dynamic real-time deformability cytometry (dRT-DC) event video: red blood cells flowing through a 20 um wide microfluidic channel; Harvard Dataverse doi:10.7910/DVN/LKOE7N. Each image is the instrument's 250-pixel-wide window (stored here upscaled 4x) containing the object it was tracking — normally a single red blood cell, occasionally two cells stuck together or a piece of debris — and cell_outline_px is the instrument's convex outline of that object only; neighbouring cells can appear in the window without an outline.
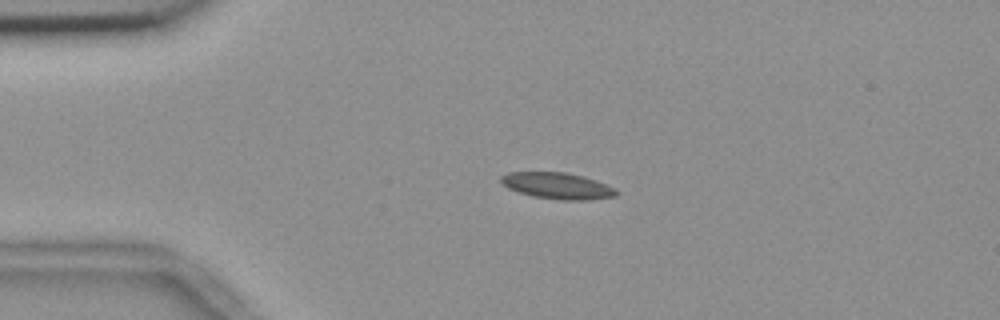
{"species": "common noctule bat (a hibernating species)", "species_latin": "Nyctalus noctula", "temperature_condition": "room temperature", "stored_images_in_passage": 44, "camera_frame_rate_fps": 3000, "um_per_image_px": 0.085, "animal": {"sex": "female", "body_mass_g": 18.4}, "frame": {"image": 1, "passage_image": 1, "time_ms": 0.0, "image_size_px": [1000, 320], "cell_outline_px": [[620, 192], [616, 196], [588, 200], [560, 200], [532, 196], [508, 188], [500, 184], [500, 176], [508, 172], [568, 172], [584, 176], [596, 180], [616, 188]], "centroid_in_image_um": [47.4, 15.79], "position_along_channel_um": 37.6, "area_um2": 17.98}}
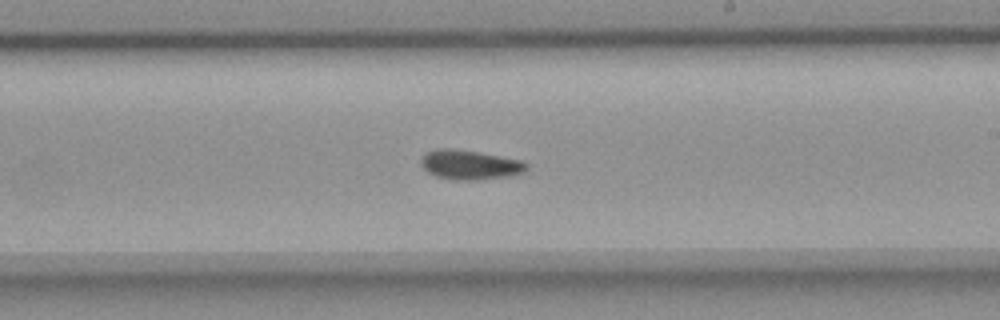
{"frame": {"image": 2, "passage_image": 21, "time_ms": 6.667, "image_size_px": [1000, 320], "cell_outline_px": [[528, 168], [524, 172], [508, 176], [480, 180], [452, 180], [436, 176], [428, 172], [420, 164], [420, 156], [436, 148], [448, 148], [476, 152], [524, 160], [528, 164]], "centroid_in_image_um": [39.93, 14.01], "position_along_channel_um": 249.1, "area_um2": 18.26}}
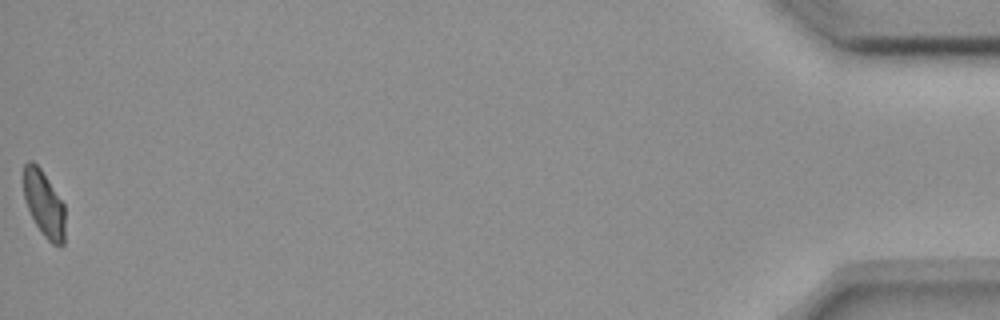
{"frame": {"image": 3, "passage_image": 44, "time_ms": 14.333, "image_size_px": [1000, 320], "cell_outline_px": [[64, 244], [60, 248], [52, 244], [44, 236], [36, 224], [28, 208], [24, 196], [24, 164], [28, 160], [32, 160], [40, 168], [64, 204]], "centroid_in_image_um": [3.75, 17.35], "position_along_channel_um": 431.5, "area_um2": 15.78}}